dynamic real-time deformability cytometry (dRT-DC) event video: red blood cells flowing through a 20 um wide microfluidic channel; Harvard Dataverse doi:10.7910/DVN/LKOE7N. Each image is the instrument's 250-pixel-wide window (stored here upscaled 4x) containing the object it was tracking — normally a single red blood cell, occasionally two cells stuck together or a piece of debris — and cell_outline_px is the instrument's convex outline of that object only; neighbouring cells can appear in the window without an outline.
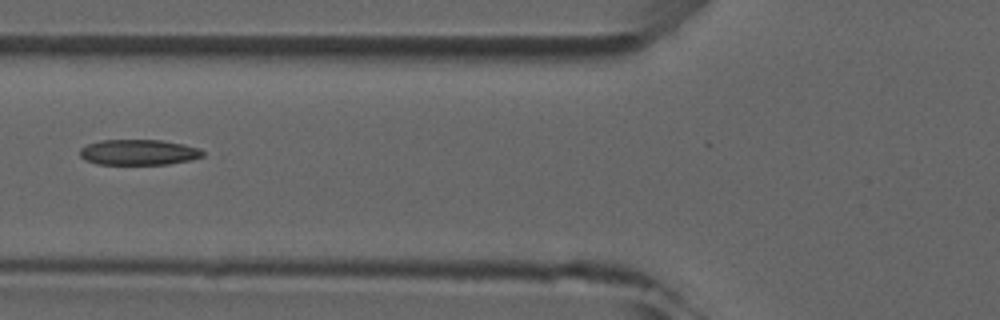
{"species": "common noctule bat (a hibernating species)", "species_latin": "Nyctalus noctula", "temperature_condition": "room temperature", "stored_images_in_passage": 3, "camera_frame_rate_fps": 3000, "um_per_image_px": 0.085, "animal": {"sex": "male", "forearm_length_mm": 52.5}, "frame": {"image": 1, "passage_image": 2, "time_ms": 1.333, "image_size_px": [1000, 320], "cell_outline_px": [[204, 156], [192, 160], [168, 164], [96, 164], [84, 160], [80, 156], [80, 148], [88, 144], [100, 140], [160, 140], [184, 144], [200, 148], [204, 152]], "centroid_in_image_um": [11.79, 12.94], "position_along_channel_um": 114.0, "area_um2": 18.44}}